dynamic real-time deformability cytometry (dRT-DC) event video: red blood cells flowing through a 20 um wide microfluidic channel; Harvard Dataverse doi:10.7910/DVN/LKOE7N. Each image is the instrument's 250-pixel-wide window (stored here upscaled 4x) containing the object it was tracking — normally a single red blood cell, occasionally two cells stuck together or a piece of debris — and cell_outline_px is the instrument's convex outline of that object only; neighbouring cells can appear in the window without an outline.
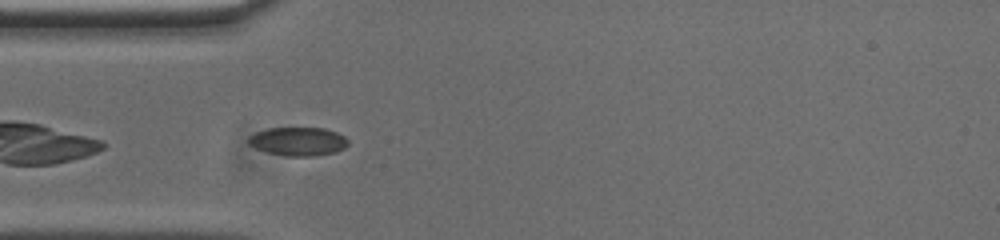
{"species": "common noctule bat (a hibernating species)", "species_latin": "Nyctalus noctula", "temperature_condition": "cold", "stored_images_in_passage": 42, "camera_frame_rate_fps": 3000, "um_per_image_px": 0.085, "animal": {"sex": "male", "body_mass_g": 20.0, "forearm_length_mm": 53.3}, "frame": {"image": 1, "passage_image": 3, "time_ms": 0.667, "image_size_px": [1000, 240], "cell_outline_px": [[348, 144], [344, 148], [336, 152], [312, 156], [284, 156], [268, 152], [256, 148], [248, 144], [248, 136], [256, 132], [268, 128], [324, 128], [336, 132], [344, 136], [348, 140]], "centroid_in_image_um": [25.33, 12.02], "position_along_channel_um": 59.7, "area_um2": 16.59}}
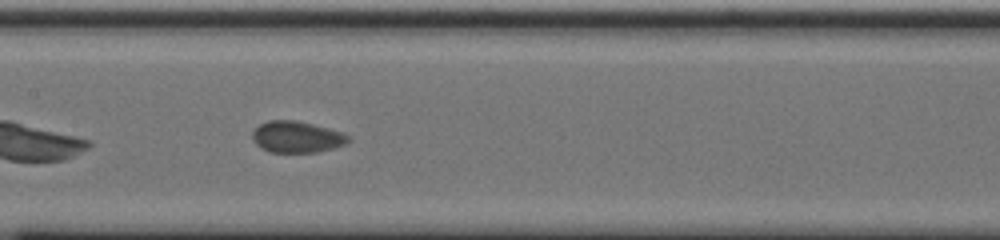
{"frame": {"image": 2, "passage_image": 13, "time_ms": 4.0, "image_size_px": [1000, 240], "cell_outline_px": [[352, 140], [344, 144], [332, 148], [316, 152], [272, 152], [260, 148], [252, 140], [252, 132], [260, 124], [268, 120], [296, 120], [344, 132]], "centroid_in_image_um": [25.21, 11.63], "position_along_channel_um": 182.2, "area_um2": 17.57}}
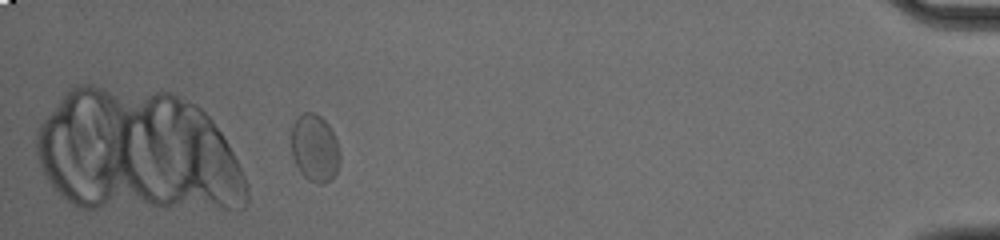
{"frame": {"image": 3, "passage_image": 37, "time_ms": 12.0, "image_size_px": [1000, 240], "cell_outline_px": [[340, 164], [336, 172], [324, 184], [320, 184], [308, 180], [300, 172], [292, 156], [292, 124], [304, 112], [312, 112], [320, 116], [328, 124], [336, 140], [340, 152]], "centroid_in_image_um": [26.76, 12.6], "position_along_channel_um": 408.4, "area_um2": 18.96}, "authors_computed_cell_mechanics": {"area_um2": 17.5423, "velocity_mm_per_s": 3.6901, "shape_relaxation_time_tau1_ms": 8.0405, "shape_relaxation_time_tau2_ms": 0.6894, "deformation_change_tau1": 0.1025, "deformation_change_tau2": 0.0384}}